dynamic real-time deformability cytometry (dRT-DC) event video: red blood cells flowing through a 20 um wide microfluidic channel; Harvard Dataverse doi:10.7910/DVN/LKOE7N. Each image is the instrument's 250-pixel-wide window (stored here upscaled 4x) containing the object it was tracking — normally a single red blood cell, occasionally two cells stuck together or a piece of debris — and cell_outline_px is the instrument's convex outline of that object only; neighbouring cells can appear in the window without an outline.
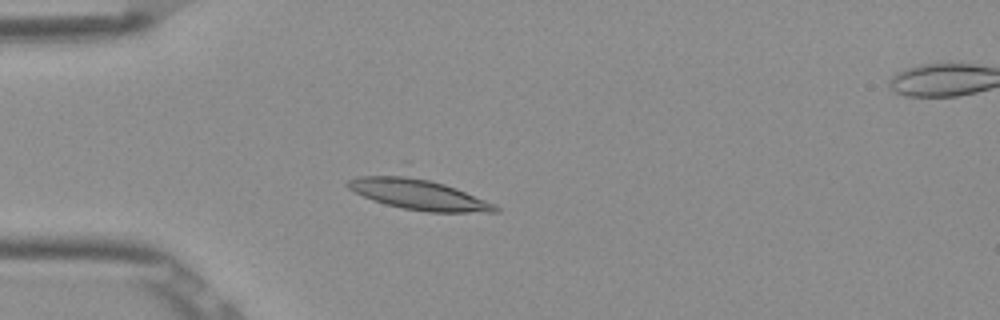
{"species": "Egyptian fruit bat (a non-hibernating species)", "species_latin": "Rousettus aegyptiacus", "temperature_condition": "room temperature", "stored_images_in_passage": 3, "camera_frame_rate_fps": 3000, "um_per_image_px": 0.085, "frame": {"image": 1, "passage_image": 2, "time_ms": 0.333, "image_size_px": [1000, 320], "cell_outline_px": [[500, 212], [428, 212], [404, 208], [384, 204], [372, 200], [348, 188], [344, 184], [348, 180], [360, 176], [396, 172], [400, 172], [444, 184], [456, 188], [496, 204], [500, 208]], "centroid_in_image_um": [35.53, 16.48], "position_along_channel_um": 49.5, "area_um2": 26.76}}